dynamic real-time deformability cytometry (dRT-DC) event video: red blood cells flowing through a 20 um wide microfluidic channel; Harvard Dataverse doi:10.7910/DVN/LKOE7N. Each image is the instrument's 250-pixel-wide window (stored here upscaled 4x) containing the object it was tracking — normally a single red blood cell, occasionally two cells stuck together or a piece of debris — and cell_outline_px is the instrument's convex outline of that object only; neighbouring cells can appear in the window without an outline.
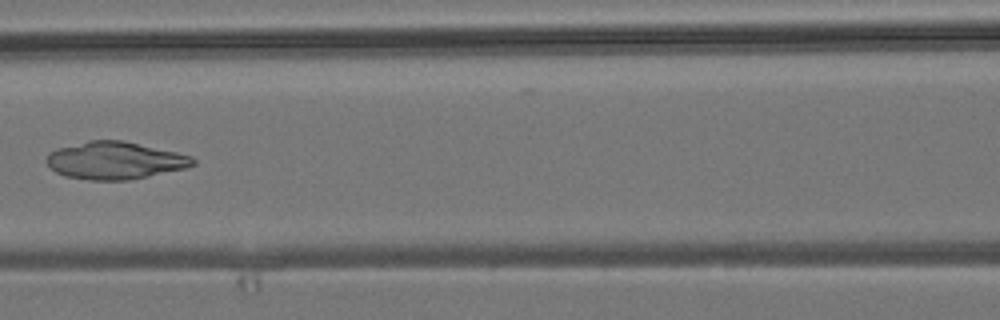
{"species": "common noctule bat (a hibernating species)", "species_latin": "Nyctalus noctula", "temperature_condition": "room temperature", "stored_images_in_passage": 6, "camera_frame_rate_fps": 3000, "um_per_image_px": 0.085, "animal": {"sex": "male", "body_mass_g": 19.2, "forearm_length_mm": 51.8}, "frame": {"image": 1, "passage_image": 6, "time_ms": 5.667, "image_size_px": [1000, 320], "cell_outline_px": [[196, 164], [184, 168], [128, 180], [88, 180], [64, 176], [56, 172], [44, 160], [52, 152], [60, 148], [88, 140], [124, 140], [176, 152], [192, 156], [196, 160]], "centroid_in_image_um": [9.78, 13.64], "position_along_channel_um": 156.8, "area_um2": 31.67}}